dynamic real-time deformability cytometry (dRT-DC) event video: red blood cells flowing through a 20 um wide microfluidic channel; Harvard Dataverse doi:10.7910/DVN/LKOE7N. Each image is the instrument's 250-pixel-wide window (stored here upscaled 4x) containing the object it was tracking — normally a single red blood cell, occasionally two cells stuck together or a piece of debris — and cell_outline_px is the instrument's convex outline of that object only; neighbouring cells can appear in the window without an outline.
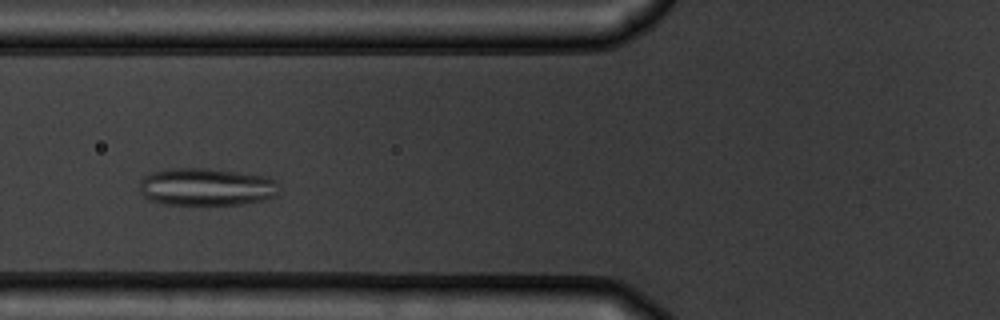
{"species": "common noctule bat (a hibernating species)", "species_latin": "Nyctalus noctula", "temperature_condition": "warm", "stored_images_in_passage": 6, "camera_frame_rate_fps": 3000, "um_per_image_px": 0.085, "animal": {"sex": "male", "body_mass_g": 19.5, "forearm_length_mm": 54.6}, "frame": {"image": 1, "passage_image": 4, "time_ms": 4.333, "image_size_px": [1000, 320], "cell_outline_px": [[276, 196], [264, 200], [244, 204], [168, 204], [152, 200], [144, 196], [140, 192], [140, 180], [144, 176], [152, 172], [168, 168], [208, 168], [268, 176], [276, 180]], "centroid_in_image_um": [17.54, 15.87], "position_along_channel_um": 108.3, "area_um2": 30.52}}